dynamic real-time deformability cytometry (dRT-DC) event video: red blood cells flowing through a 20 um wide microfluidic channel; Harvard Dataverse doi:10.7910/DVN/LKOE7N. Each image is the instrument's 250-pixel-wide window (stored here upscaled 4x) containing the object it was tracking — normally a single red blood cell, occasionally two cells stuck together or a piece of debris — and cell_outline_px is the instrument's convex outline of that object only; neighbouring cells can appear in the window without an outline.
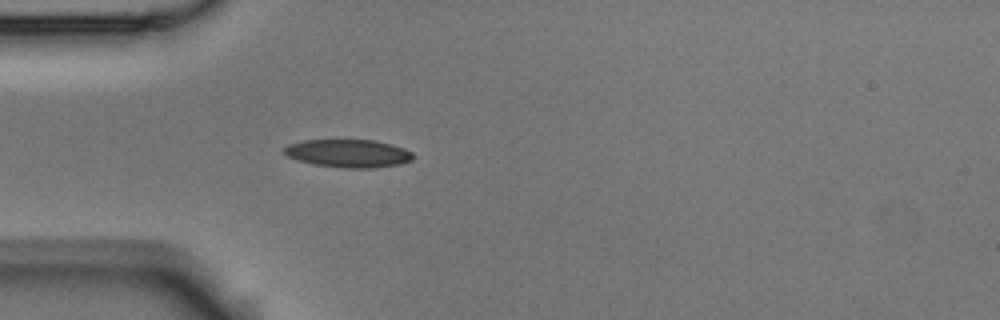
{"species": "Egyptian fruit bat (a non-hibernating species)", "species_latin": "Rousettus aegyptiacus", "temperature_condition": "room temperature", "stored_images_in_passage": 4, "camera_frame_rate_fps": 3000, "um_per_image_px": 0.085, "animal": {"sex": "male"}, "frame": {"image": 1, "passage_image": 4, "time_ms": 4.333, "image_size_px": [1000, 320], "cell_outline_px": [[412, 160], [400, 164], [372, 168], [340, 168], [316, 164], [296, 160], [288, 156], [284, 152], [284, 148], [288, 144], [304, 140], [376, 140], [392, 144], [404, 148], [412, 152]], "centroid_in_image_um": [29.62, 13.03], "position_along_channel_um": 55.4, "area_um2": 21.04}}